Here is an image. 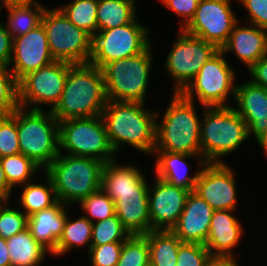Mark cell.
I'll return each instance as SVG.
<instances>
[{"label":"cell","mask_w":267,"mask_h":266,"mask_svg":"<svg viewBox=\"0 0 267 266\" xmlns=\"http://www.w3.org/2000/svg\"><path fill=\"white\" fill-rule=\"evenodd\" d=\"M248 10L250 25L267 30V0H239Z\"/></svg>","instance_id":"7bdbcfd3"},{"label":"cell","mask_w":267,"mask_h":266,"mask_svg":"<svg viewBox=\"0 0 267 266\" xmlns=\"http://www.w3.org/2000/svg\"><path fill=\"white\" fill-rule=\"evenodd\" d=\"M11 266H39L47 252L27 227L6 240Z\"/></svg>","instance_id":"484cf974"},{"label":"cell","mask_w":267,"mask_h":266,"mask_svg":"<svg viewBox=\"0 0 267 266\" xmlns=\"http://www.w3.org/2000/svg\"><path fill=\"white\" fill-rule=\"evenodd\" d=\"M9 201V196L0 189V211L6 206ZM4 204V205H3Z\"/></svg>","instance_id":"f907efd6"},{"label":"cell","mask_w":267,"mask_h":266,"mask_svg":"<svg viewBox=\"0 0 267 266\" xmlns=\"http://www.w3.org/2000/svg\"><path fill=\"white\" fill-rule=\"evenodd\" d=\"M169 51L165 67L175 80L174 93H181L219 49L205 40L189 35L181 29Z\"/></svg>","instance_id":"4fadbf2b"},{"label":"cell","mask_w":267,"mask_h":266,"mask_svg":"<svg viewBox=\"0 0 267 266\" xmlns=\"http://www.w3.org/2000/svg\"><path fill=\"white\" fill-rule=\"evenodd\" d=\"M234 98L238 108L234 110L242 117L251 134L259 140L267 130V89L252 81L236 86Z\"/></svg>","instance_id":"d6986e66"},{"label":"cell","mask_w":267,"mask_h":266,"mask_svg":"<svg viewBox=\"0 0 267 266\" xmlns=\"http://www.w3.org/2000/svg\"><path fill=\"white\" fill-rule=\"evenodd\" d=\"M100 188L111 198L115 193L149 190V186L135 166H118L116 160L105 163Z\"/></svg>","instance_id":"cb8c5ba5"},{"label":"cell","mask_w":267,"mask_h":266,"mask_svg":"<svg viewBox=\"0 0 267 266\" xmlns=\"http://www.w3.org/2000/svg\"><path fill=\"white\" fill-rule=\"evenodd\" d=\"M93 223L85 216H81L76 221H71L68 218L65 220L63 232L59 238L56 249L52 253L54 255H64L70 251L74 246L88 245V251L91 248Z\"/></svg>","instance_id":"f1b7e54d"},{"label":"cell","mask_w":267,"mask_h":266,"mask_svg":"<svg viewBox=\"0 0 267 266\" xmlns=\"http://www.w3.org/2000/svg\"><path fill=\"white\" fill-rule=\"evenodd\" d=\"M144 103L107 100L102 111L109 143L116 153L121 143L143 153H153L156 145L157 112L146 111Z\"/></svg>","instance_id":"6da1fadb"},{"label":"cell","mask_w":267,"mask_h":266,"mask_svg":"<svg viewBox=\"0 0 267 266\" xmlns=\"http://www.w3.org/2000/svg\"><path fill=\"white\" fill-rule=\"evenodd\" d=\"M97 6L98 0H73L59 9L76 27L93 37L98 32Z\"/></svg>","instance_id":"1f68e13d"},{"label":"cell","mask_w":267,"mask_h":266,"mask_svg":"<svg viewBox=\"0 0 267 266\" xmlns=\"http://www.w3.org/2000/svg\"><path fill=\"white\" fill-rule=\"evenodd\" d=\"M0 189L3 190L9 197L12 191V187L8 184V181L5 176V172L2 167L1 157H0Z\"/></svg>","instance_id":"681fc988"},{"label":"cell","mask_w":267,"mask_h":266,"mask_svg":"<svg viewBox=\"0 0 267 266\" xmlns=\"http://www.w3.org/2000/svg\"><path fill=\"white\" fill-rule=\"evenodd\" d=\"M150 263V250L144 235H130L123 243L116 266H146Z\"/></svg>","instance_id":"836d02e7"},{"label":"cell","mask_w":267,"mask_h":266,"mask_svg":"<svg viewBox=\"0 0 267 266\" xmlns=\"http://www.w3.org/2000/svg\"><path fill=\"white\" fill-rule=\"evenodd\" d=\"M258 145L265 151L267 154V130L264 135L257 141Z\"/></svg>","instance_id":"816d5d0a"},{"label":"cell","mask_w":267,"mask_h":266,"mask_svg":"<svg viewBox=\"0 0 267 266\" xmlns=\"http://www.w3.org/2000/svg\"><path fill=\"white\" fill-rule=\"evenodd\" d=\"M226 163H205L200 169L194 192L214 210L236 209V181Z\"/></svg>","instance_id":"9a60e30c"},{"label":"cell","mask_w":267,"mask_h":266,"mask_svg":"<svg viewBox=\"0 0 267 266\" xmlns=\"http://www.w3.org/2000/svg\"><path fill=\"white\" fill-rule=\"evenodd\" d=\"M232 212V210L213 212L208 238L204 244L211 255L234 256L232 250L241 240L242 227Z\"/></svg>","instance_id":"7402d4cb"},{"label":"cell","mask_w":267,"mask_h":266,"mask_svg":"<svg viewBox=\"0 0 267 266\" xmlns=\"http://www.w3.org/2000/svg\"><path fill=\"white\" fill-rule=\"evenodd\" d=\"M66 205L58 201L55 205L28 217V228L33 238L45 247L51 254L55 251L57 242L62 235L67 218Z\"/></svg>","instance_id":"603a6c76"},{"label":"cell","mask_w":267,"mask_h":266,"mask_svg":"<svg viewBox=\"0 0 267 266\" xmlns=\"http://www.w3.org/2000/svg\"><path fill=\"white\" fill-rule=\"evenodd\" d=\"M150 250L152 266H175L178 249L183 243L171 230H151L144 235Z\"/></svg>","instance_id":"4316f807"},{"label":"cell","mask_w":267,"mask_h":266,"mask_svg":"<svg viewBox=\"0 0 267 266\" xmlns=\"http://www.w3.org/2000/svg\"><path fill=\"white\" fill-rule=\"evenodd\" d=\"M68 70V62L54 61L23 76L18 81L19 106L42 110L41 104H52L51 110L54 109L61 99Z\"/></svg>","instance_id":"7c38bea8"},{"label":"cell","mask_w":267,"mask_h":266,"mask_svg":"<svg viewBox=\"0 0 267 266\" xmlns=\"http://www.w3.org/2000/svg\"><path fill=\"white\" fill-rule=\"evenodd\" d=\"M135 0H98V30L112 29L131 23L136 18Z\"/></svg>","instance_id":"83f0119b"},{"label":"cell","mask_w":267,"mask_h":266,"mask_svg":"<svg viewBox=\"0 0 267 266\" xmlns=\"http://www.w3.org/2000/svg\"><path fill=\"white\" fill-rule=\"evenodd\" d=\"M214 209L194 191L187 196L185 207L171 231L183 243L205 244Z\"/></svg>","instance_id":"ac0fdd59"},{"label":"cell","mask_w":267,"mask_h":266,"mask_svg":"<svg viewBox=\"0 0 267 266\" xmlns=\"http://www.w3.org/2000/svg\"><path fill=\"white\" fill-rule=\"evenodd\" d=\"M252 82L267 89V55L259 59L251 68Z\"/></svg>","instance_id":"f6af8a7d"},{"label":"cell","mask_w":267,"mask_h":266,"mask_svg":"<svg viewBox=\"0 0 267 266\" xmlns=\"http://www.w3.org/2000/svg\"><path fill=\"white\" fill-rule=\"evenodd\" d=\"M79 204L88 212L90 217H85L92 223L94 219L100 221L115 215V203L101 188L81 200Z\"/></svg>","instance_id":"8d00e7d4"},{"label":"cell","mask_w":267,"mask_h":266,"mask_svg":"<svg viewBox=\"0 0 267 266\" xmlns=\"http://www.w3.org/2000/svg\"><path fill=\"white\" fill-rule=\"evenodd\" d=\"M13 38L6 30L5 26L0 23V65L10 66L12 56Z\"/></svg>","instance_id":"ee69618b"},{"label":"cell","mask_w":267,"mask_h":266,"mask_svg":"<svg viewBox=\"0 0 267 266\" xmlns=\"http://www.w3.org/2000/svg\"><path fill=\"white\" fill-rule=\"evenodd\" d=\"M55 60L51 56L42 24L24 36L13 38L11 72L17 81L26 74L45 67Z\"/></svg>","instance_id":"2e32d148"},{"label":"cell","mask_w":267,"mask_h":266,"mask_svg":"<svg viewBox=\"0 0 267 266\" xmlns=\"http://www.w3.org/2000/svg\"><path fill=\"white\" fill-rule=\"evenodd\" d=\"M0 266H11L6 240L0 237Z\"/></svg>","instance_id":"7dc6e473"},{"label":"cell","mask_w":267,"mask_h":266,"mask_svg":"<svg viewBox=\"0 0 267 266\" xmlns=\"http://www.w3.org/2000/svg\"><path fill=\"white\" fill-rule=\"evenodd\" d=\"M154 191L148 190L149 218L152 230H171L182 213L190 190L171 185L156 177Z\"/></svg>","instance_id":"e0dca14e"},{"label":"cell","mask_w":267,"mask_h":266,"mask_svg":"<svg viewBox=\"0 0 267 266\" xmlns=\"http://www.w3.org/2000/svg\"><path fill=\"white\" fill-rule=\"evenodd\" d=\"M115 214L130 235H145L152 230L149 218L148 190L115 193Z\"/></svg>","instance_id":"ffe728a7"},{"label":"cell","mask_w":267,"mask_h":266,"mask_svg":"<svg viewBox=\"0 0 267 266\" xmlns=\"http://www.w3.org/2000/svg\"><path fill=\"white\" fill-rule=\"evenodd\" d=\"M200 124L201 164L222 163L220 157L235 151L248 139V127L233 107H205Z\"/></svg>","instance_id":"5b68a950"},{"label":"cell","mask_w":267,"mask_h":266,"mask_svg":"<svg viewBox=\"0 0 267 266\" xmlns=\"http://www.w3.org/2000/svg\"><path fill=\"white\" fill-rule=\"evenodd\" d=\"M20 153L17 132V109L9 116L0 117V157Z\"/></svg>","instance_id":"74e56055"},{"label":"cell","mask_w":267,"mask_h":266,"mask_svg":"<svg viewBox=\"0 0 267 266\" xmlns=\"http://www.w3.org/2000/svg\"><path fill=\"white\" fill-rule=\"evenodd\" d=\"M8 14V25L6 30L12 38L24 36L29 31L41 24L45 7L42 5H28L6 8Z\"/></svg>","instance_id":"4dcf8cb0"},{"label":"cell","mask_w":267,"mask_h":266,"mask_svg":"<svg viewBox=\"0 0 267 266\" xmlns=\"http://www.w3.org/2000/svg\"><path fill=\"white\" fill-rule=\"evenodd\" d=\"M160 124L156 122V145L154 151L178 152L201 155L200 119L194 101L181 93H173Z\"/></svg>","instance_id":"277c9868"},{"label":"cell","mask_w":267,"mask_h":266,"mask_svg":"<svg viewBox=\"0 0 267 266\" xmlns=\"http://www.w3.org/2000/svg\"><path fill=\"white\" fill-rule=\"evenodd\" d=\"M223 51L216 52L203 64L198 74L181 92L188 100L194 101V94L204 107H226L225 101L231 93L235 95V72L224 59Z\"/></svg>","instance_id":"8fae6325"},{"label":"cell","mask_w":267,"mask_h":266,"mask_svg":"<svg viewBox=\"0 0 267 266\" xmlns=\"http://www.w3.org/2000/svg\"><path fill=\"white\" fill-rule=\"evenodd\" d=\"M1 163L8 184L12 188L18 183L25 185L39 170L37 164L21 153L1 157Z\"/></svg>","instance_id":"d6a6232c"},{"label":"cell","mask_w":267,"mask_h":266,"mask_svg":"<svg viewBox=\"0 0 267 266\" xmlns=\"http://www.w3.org/2000/svg\"><path fill=\"white\" fill-rule=\"evenodd\" d=\"M41 24L46 32L50 54L55 61L89 63L93 37L76 27L59 8H46Z\"/></svg>","instance_id":"ba28073f"},{"label":"cell","mask_w":267,"mask_h":266,"mask_svg":"<svg viewBox=\"0 0 267 266\" xmlns=\"http://www.w3.org/2000/svg\"><path fill=\"white\" fill-rule=\"evenodd\" d=\"M104 165L95 158L60 152L45 172L51 179L57 200L67 205L79 203L100 189Z\"/></svg>","instance_id":"3957f363"},{"label":"cell","mask_w":267,"mask_h":266,"mask_svg":"<svg viewBox=\"0 0 267 266\" xmlns=\"http://www.w3.org/2000/svg\"><path fill=\"white\" fill-rule=\"evenodd\" d=\"M67 155L95 158L103 163L114 160L101 116L74 118L59 122V150Z\"/></svg>","instance_id":"9c48e42d"},{"label":"cell","mask_w":267,"mask_h":266,"mask_svg":"<svg viewBox=\"0 0 267 266\" xmlns=\"http://www.w3.org/2000/svg\"><path fill=\"white\" fill-rule=\"evenodd\" d=\"M199 1L200 0H162L163 4L166 7H168L183 19V21L180 22V30L183 29V27L186 26L193 18Z\"/></svg>","instance_id":"b9f144b4"},{"label":"cell","mask_w":267,"mask_h":266,"mask_svg":"<svg viewBox=\"0 0 267 266\" xmlns=\"http://www.w3.org/2000/svg\"><path fill=\"white\" fill-rule=\"evenodd\" d=\"M106 103L102 70L90 63H69L61 99L51 111L59 122L89 118L101 116Z\"/></svg>","instance_id":"7a4b0ae2"},{"label":"cell","mask_w":267,"mask_h":266,"mask_svg":"<svg viewBox=\"0 0 267 266\" xmlns=\"http://www.w3.org/2000/svg\"><path fill=\"white\" fill-rule=\"evenodd\" d=\"M158 154L156 161V175L158 178L171 185L180 186L190 191H194L200 170L194 176H187L186 159L191 157L200 158L201 155H189L178 152L154 151Z\"/></svg>","instance_id":"d4e9b609"},{"label":"cell","mask_w":267,"mask_h":266,"mask_svg":"<svg viewBox=\"0 0 267 266\" xmlns=\"http://www.w3.org/2000/svg\"><path fill=\"white\" fill-rule=\"evenodd\" d=\"M151 45L142 53L105 64L107 100L144 103L152 63Z\"/></svg>","instance_id":"52a82bcc"},{"label":"cell","mask_w":267,"mask_h":266,"mask_svg":"<svg viewBox=\"0 0 267 266\" xmlns=\"http://www.w3.org/2000/svg\"><path fill=\"white\" fill-rule=\"evenodd\" d=\"M25 110L17 108L20 153L45 170L60 153L59 121L51 110Z\"/></svg>","instance_id":"8992f818"},{"label":"cell","mask_w":267,"mask_h":266,"mask_svg":"<svg viewBox=\"0 0 267 266\" xmlns=\"http://www.w3.org/2000/svg\"><path fill=\"white\" fill-rule=\"evenodd\" d=\"M230 0H200L191 21L183 27L187 34L215 45L219 50L227 43L238 22Z\"/></svg>","instance_id":"5bb4252c"},{"label":"cell","mask_w":267,"mask_h":266,"mask_svg":"<svg viewBox=\"0 0 267 266\" xmlns=\"http://www.w3.org/2000/svg\"><path fill=\"white\" fill-rule=\"evenodd\" d=\"M18 107V81L10 67L0 65V117L11 115Z\"/></svg>","instance_id":"d590c367"},{"label":"cell","mask_w":267,"mask_h":266,"mask_svg":"<svg viewBox=\"0 0 267 266\" xmlns=\"http://www.w3.org/2000/svg\"><path fill=\"white\" fill-rule=\"evenodd\" d=\"M5 8L17 7V6H28V5H41L36 0H2Z\"/></svg>","instance_id":"c3c4849f"},{"label":"cell","mask_w":267,"mask_h":266,"mask_svg":"<svg viewBox=\"0 0 267 266\" xmlns=\"http://www.w3.org/2000/svg\"><path fill=\"white\" fill-rule=\"evenodd\" d=\"M210 255L204 244L182 243L175 266H204Z\"/></svg>","instance_id":"ab89813d"},{"label":"cell","mask_w":267,"mask_h":266,"mask_svg":"<svg viewBox=\"0 0 267 266\" xmlns=\"http://www.w3.org/2000/svg\"><path fill=\"white\" fill-rule=\"evenodd\" d=\"M7 207V208H6ZM28 227V216L7 205L0 211V237L7 240Z\"/></svg>","instance_id":"f35d334b"},{"label":"cell","mask_w":267,"mask_h":266,"mask_svg":"<svg viewBox=\"0 0 267 266\" xmlns=\"http://www.w3.org/2000/svg\"><path fill=\"white\" fill-rule=\"evenodd\" d=\"M130 236L115 214L105 220L93 223L91 246H100L113 242H124Z\"/></svg>","instance_id":"e575fe53"},{"label":"cell","mask_w":267,"mask_h":266,"mask_svg":"<svg viewBox=\"0 0 267 266\" xmlns=\"http://www.w3.org/2000/svg\"><path fill=\"white\" fill-rule=\"evenodd\" d=\"M47 183L44 185L28 182L24 185L20 195L21 206L25 209L24 214L28 217L36 212L50 208L58 200L51 179L46 175Z\"/></svg>","instance_id":"f546056e"},{"label":"cell","mask_w":267,"mask_h":266,"mask_svg":"<svg viewBox=\"0 0 267 266\" xmlns=\"http://www.w3.org/2000/svg\"><path fill=\"white\" fill-rule=\"evenodd\" d=\"M237 264L235 256L210 255L204 266H239Z\"/></svg>","instance_id":"bcb514c9"},{"label":"cell","mask_w":267,"mask_h":266,"mask_svg":"<svg viewBox=\"0 0 267 266\" xmlns=\"http://www.w3.org/2000/svg\"><path fill=\"white\" fill-rule=\"evenodd\" d=\"M136 19L126 25L98 30L92 40V55L89 63L102 68L105 64L136 56L151 44L149 30Z\"/></svg>","instance_id":"30bf717a"},{"label":"cell","mask_w":267,"mask_h":266,"mask_svg":"<svg viewBox=\"0 0 267 266\" xmlns=\"http://www.w3.org/2000/svg\"><path fill=\"white\" fill-rule=\"evenodd\" d=\"M124 242L107 243L100 246H91L90 259L92 266H116Z\"/></svg>","instance_id":"60d3db41"},{"label":"cell","mask_w":267,"mask_h":266,"mask_svg":"<svg viewBox=\"0 0 267 266\" xmlns=\"http://www.w3.org/2000/svg\"><path fill=\"white\" fill-rule=\"evenodd\" d=\"M237 24L234 25L227 43L220 50L224 54L234 51L249 69L267 55V30L256 25L239 27Z\"/></svg>","instance_id":"44dd1931"}]
</instances>
